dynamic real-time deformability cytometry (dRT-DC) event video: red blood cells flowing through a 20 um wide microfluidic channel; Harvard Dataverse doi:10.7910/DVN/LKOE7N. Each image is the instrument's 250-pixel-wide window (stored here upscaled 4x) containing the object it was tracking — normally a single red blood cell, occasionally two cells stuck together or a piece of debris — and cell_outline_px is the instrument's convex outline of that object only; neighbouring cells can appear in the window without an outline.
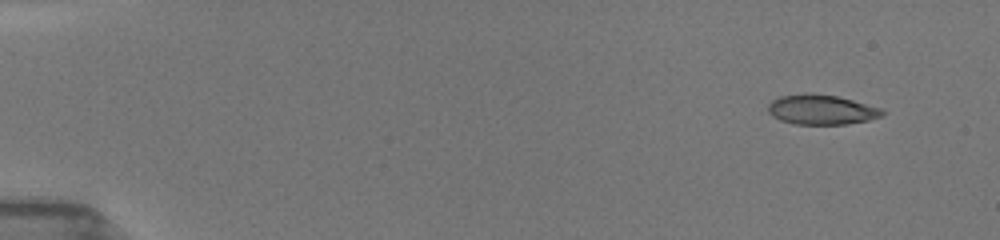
{"species": "common noctule bat (a hibernating species)", "species_latin": "Nyctalus noctula", "temperature_condition": "room temperature", "stored_images_in_passage": 7, "camera_frame_rate_fps": 3000, "um_per_image_px": 0.085, "animal": {"sex": "female", "body_mass_g": 19.5, "forearm_length_mm": 54.1}, "frame": {"image": 1, "passage_image": 1, "time_ms": 0.0, "image_size_px": [1000, 240], "cell_outline_px": [[884, 116], [868, 120], [848, 124], [796, 124], [780, 120], [772, 116], [768, 112], [768, 104], [772, 100], [780, 96], [812, 92], [836, 96], [884, 108]], "centroid_in_image_um": [69.84, 9.31], "position_along_channel_um": 15.2, "area_um2": 20.06}}